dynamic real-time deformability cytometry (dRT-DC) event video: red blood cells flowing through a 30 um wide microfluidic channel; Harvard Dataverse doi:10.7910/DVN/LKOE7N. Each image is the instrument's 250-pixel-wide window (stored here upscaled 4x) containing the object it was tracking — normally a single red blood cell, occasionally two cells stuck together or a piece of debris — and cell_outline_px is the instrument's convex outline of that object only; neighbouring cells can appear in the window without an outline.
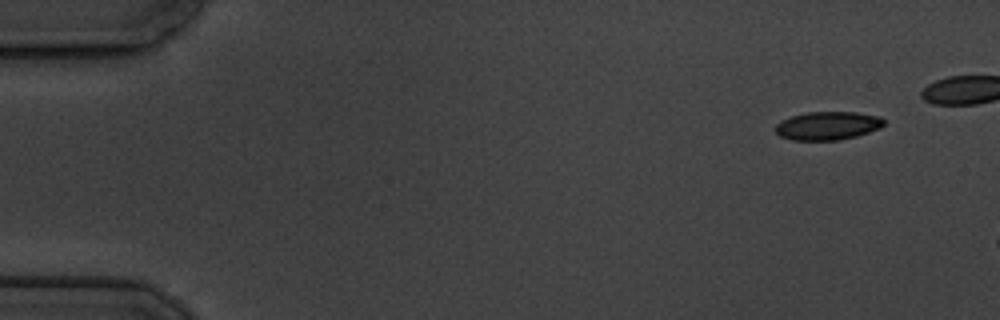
{"species": "common noctule bat (a hibernating species)", "species_latin": "Nyctalus noctula", "temperature_condition": "cold", "stored_images_in_passage": 6, "camera_frame_rate_fps": 3000, "um_per_image_px": 0.085, "animal": {"sex": "male", "body_mass_g": 19.5, "forearm_length_mm": 54.6}, "frame": {"image": 1, "passage_image": 6, "time_ms": 6.0, "image_size_px": [1000, 320], "cell_outline_px": [[884, 124], [880, 128], [856, 136], [836, 140], [792, 140], [780, 136], [776, 132], [776, 124], [780, 120], [804, 112], [856, 112], [880, 116], [884, 120]], "centroid_in_image_um": [70.34, 10.68], "position_along_channel_um": 14.7, "area_um2": 17.92}}